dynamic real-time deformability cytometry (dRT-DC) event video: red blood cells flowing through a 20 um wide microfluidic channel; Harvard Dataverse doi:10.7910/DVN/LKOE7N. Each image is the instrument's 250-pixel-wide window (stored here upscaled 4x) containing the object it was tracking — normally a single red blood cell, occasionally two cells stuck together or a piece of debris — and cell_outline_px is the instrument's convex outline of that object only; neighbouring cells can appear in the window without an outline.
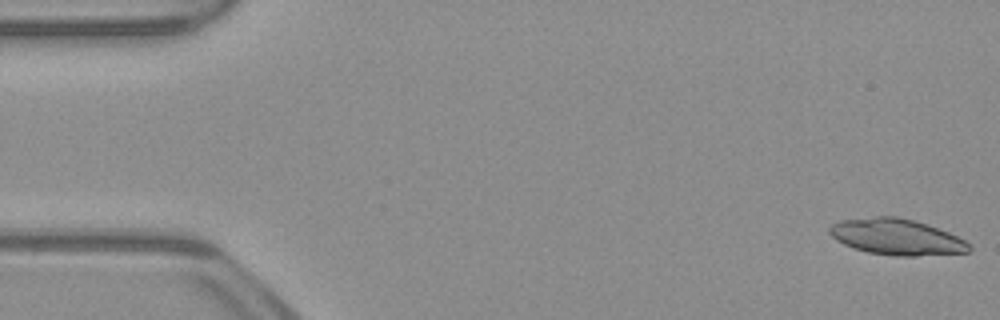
{"species": "common noctule bat (a hibernating species)", "species_latin": "Nyctalus noctula", "temperature_condition": "warm", "stored_images_in_passage": 36, "camera_frame_rate_fps": 3000, "um_per_image_px": 0.085, "animal": {"sex": "male", "body_mass_g": 23.1, "forearm_length_mm": 52.7}, "frame": {"image": 1, "passage_image": 1, "time_ms": 0.0, "image_size_px": [1000, 320], "cell_outline_px": [[972, 252], [916, 256], [892, 256], [868, 252], [844, 244], [836, 240], [828, 232], [828, 228], [832, 224], [840, 220], [872, 216], [896, 216], [912, 220], [948, 232], [964, 240], [972, 248]], "centroid_in_image_um": [76.19, 20.14], "position_along_channel_um": 8.8, "area_um2": 29.25}}